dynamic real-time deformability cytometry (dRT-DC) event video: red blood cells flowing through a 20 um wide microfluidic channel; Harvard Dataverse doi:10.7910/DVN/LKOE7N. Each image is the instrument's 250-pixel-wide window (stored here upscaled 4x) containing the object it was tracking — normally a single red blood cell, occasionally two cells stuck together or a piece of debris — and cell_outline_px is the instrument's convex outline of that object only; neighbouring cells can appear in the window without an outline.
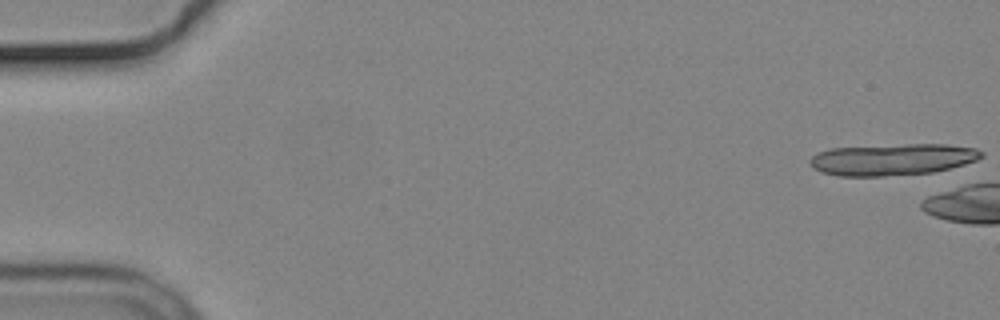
{"species": "common noctule bat (a hibernating species)", "species_latin": "Nyctalus noctula", "temperature_condition": "cold", "stored_images_in_passage": 6, "camera_frame_rate_fps": 3000, "um_per_image_px": 0.085, "animal": {"sex": "male", "body_mass_g": 19.2, "forearm_length_mm": 51.8}, "frame": {"image": 1, "passage_image": 1, "time_ms": 0.0, "image_size_px": [1000, 320], "cell_outline_px": [[984, 156], [976, 160], [964, 164], [932, 172], [884, 176], [836, 176], [820, 172], [812, 168], [808, 164], [808, 160], [812, 156], [820, 152], [832, 148], [908, 144], [948, 144], [976, 148], [984, 152]], "centroid_in_image_um": [75.84, 13.55], "position_along_channel_um": 9.2, "area_um2": 31.67}}